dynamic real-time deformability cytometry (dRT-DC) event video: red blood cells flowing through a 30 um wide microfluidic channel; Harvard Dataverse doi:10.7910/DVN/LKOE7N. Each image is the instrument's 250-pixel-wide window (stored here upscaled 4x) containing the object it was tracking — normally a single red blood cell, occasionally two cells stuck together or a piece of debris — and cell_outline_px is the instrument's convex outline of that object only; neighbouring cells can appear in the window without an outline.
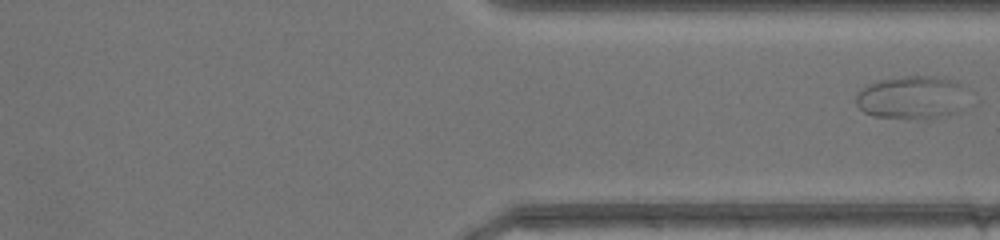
{"species": "common noctule bat (a hibernating species)", "species_latin": "Nyctalus noctula", "temperature_condition": "warm", "stored_images_in_passage": 27, "segment_of_instrument_passage": [2, 2], "camera_frame_rate_fps": 3000, "um_per_image_px": 0.085, "animal": {"sex": "female", "body_mass_g": 17.0, "forearm_length_mm": 48.0}, "frame": {"image": 1, "passage_image": 27, "time_ms": 8.667, "image_size_px": [1000, 240], "cell_outline_px": [[968, 88], [960, 108], [956, 112], [936, 116], [872, 116], [864, 112], [856, 104], [856, 96], [860, 88], [868, 84], [880, 80], [904, 76], [936, 76], [952, 80]], "centroid_in_image_um": [77.47, 8.22], "position_along_channel_um": 333.9, "area_um2": 27.22}}